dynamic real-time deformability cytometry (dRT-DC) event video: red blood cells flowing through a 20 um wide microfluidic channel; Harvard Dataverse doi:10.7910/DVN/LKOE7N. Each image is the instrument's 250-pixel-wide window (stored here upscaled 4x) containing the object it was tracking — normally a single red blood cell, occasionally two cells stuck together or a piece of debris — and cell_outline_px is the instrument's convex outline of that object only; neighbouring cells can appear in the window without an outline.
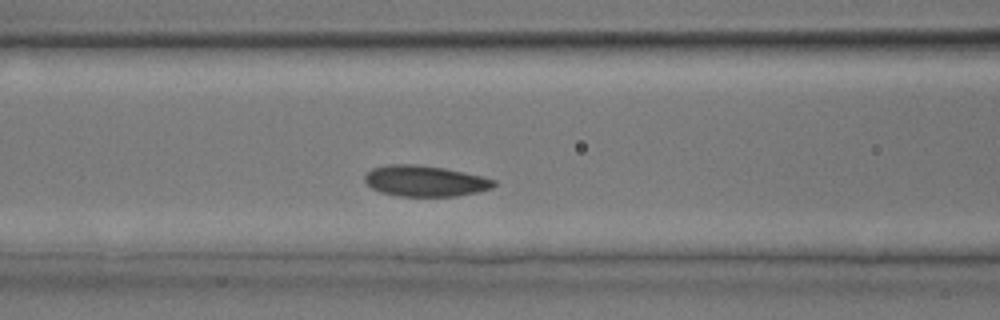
{"species": "common noctule bat (a hibernating species)", "species_latin": "Nyctalus noctula", "temperature_condition": "room temperature", "stored_images_in_passage": 25, "camera_frame_rate_fps": 3000, "um_per_image_px": 0.085, "animal": {"sex": "male", "body_mass_g": 17.9, "forearm_length_mm": 54.2}, "frame": {"image": 1, "passage_image": 8, "time_ms": 2.333, "image_size_px": [1000, 320], "cell_outline_px": [[496, 184], [492, 188], [476, 192], [456, 196], [400, 196], [380, 192], [372, 188], [364, 180], [364, 176], [372, 168], [388, 164], [416, 164], [444, 168], [480, 176], [496, 180]], "centroid_in_image_um": [36.1, 15.38], "position_along_channel_um": 130.5, "area_um2": 23.12}}
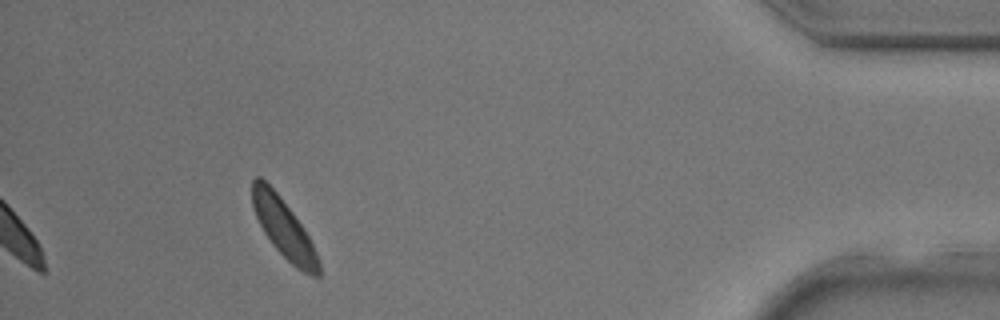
{"frame": {"image": 2, "passage_image": 25, "time_ms": 8.0, "image_size_px": [1000, 320], "cell_outline_px": [[320, 276], [312, 276], [296, 268], [272, 244], [264, 232], [252, 208], [252, 180], [256, 176], [260, 176], [276, 192], [292, 212], [308, 236], [316, 252], [320, 264]], "centroid_in_image_um": [24.1, 19.4], "position_along_channel_um": 411.1, "area_um2": 22.31}}